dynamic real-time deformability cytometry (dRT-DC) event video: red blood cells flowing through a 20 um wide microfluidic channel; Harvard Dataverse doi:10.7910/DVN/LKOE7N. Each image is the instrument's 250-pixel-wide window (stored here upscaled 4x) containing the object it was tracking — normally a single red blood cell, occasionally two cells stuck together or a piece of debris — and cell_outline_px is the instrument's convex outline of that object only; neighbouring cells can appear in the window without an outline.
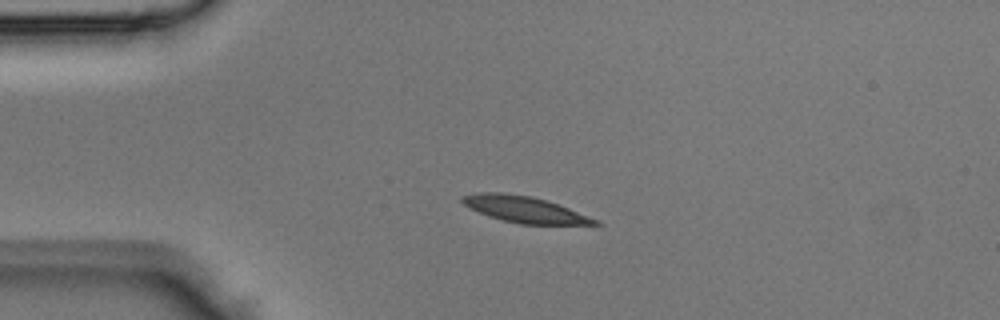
{"species": "Egyptian fruit bat (a non-hibernating species)", "species_latin": "Rousettus aegyptiacus", "temperature_condition": "room temperature", "stored_images_in_passage": 2, "camera_frame_rate_fps": 3000, "um_per_image_px": 0.085, "animal": {"sex": "male"}, "frame": {"image": 1, "passage_image": 2, "time_ms": 0.333, "image_size_px": [1000, 320], "cell_outline_px": [[604, 224], [520, 224], [488, 216], [464, 204], [460, 200], [460, 196], [480, 192], [504, 192], [532, 196], [568, 208], [600, 220]], "centroid_in_image_um": [44.58, 17.79], "position_along_channel_um": 40.4, "area_um2": 20.06}}